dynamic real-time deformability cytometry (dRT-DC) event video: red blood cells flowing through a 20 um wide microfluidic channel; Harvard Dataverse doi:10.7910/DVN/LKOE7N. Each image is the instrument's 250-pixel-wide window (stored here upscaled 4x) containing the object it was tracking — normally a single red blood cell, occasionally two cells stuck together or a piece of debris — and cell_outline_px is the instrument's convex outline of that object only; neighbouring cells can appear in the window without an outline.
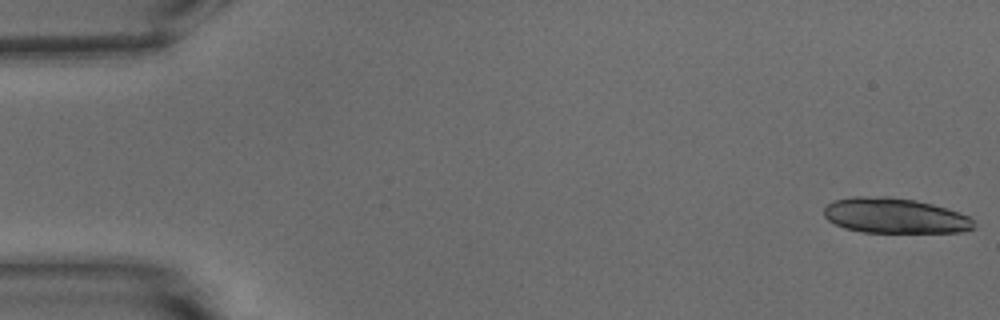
{"species": "common noctule bat (a hibernating species)", "species_latin": "Nyctalus noctula", "temperature_condition": "warm", "stored_images_in_passage": 13, "camera_frame_rate_fps": 3000, "um_per_image_px": 0.085, "animal": {"sex": "male", "body_mass_g": 15.6}, "frame": {"image": 1, "passage_image": 1, "time_ms": 0.0, "image_size_px": [1000, 320], "cell_outline_px": [[972, 228], [964, 232], [864, 232], [844, 228], [828, 220], [824, 216], [824, 208], [832, 200], [852, 196], [888, 196], [916, 200], [932, 204], [968, 216], [972, 220]], "centroid_in_image_um": [75.99, 18.32], "position_along_channel_um": 9.0, "area_um2": 30.63}}